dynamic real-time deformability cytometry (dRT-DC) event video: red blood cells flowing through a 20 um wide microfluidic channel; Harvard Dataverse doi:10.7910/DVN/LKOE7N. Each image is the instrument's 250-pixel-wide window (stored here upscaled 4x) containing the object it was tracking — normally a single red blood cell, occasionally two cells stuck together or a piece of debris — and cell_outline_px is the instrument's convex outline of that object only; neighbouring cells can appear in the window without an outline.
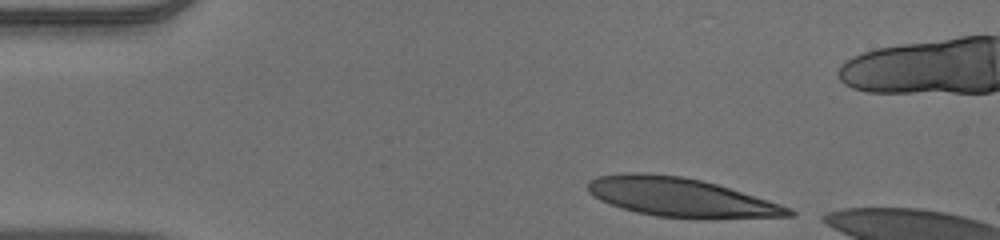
{"species": "human", "species_latin": "Homo sapiens", "temperature_condition": "warm", "stored_images_in_passage": 37, "camera_frame_rate_fps": 3000, "um_per_image_px": 0.085, "donor": {"sex": "male"}, "frame": {"image": 1, "passage_image": 1, "time_ms": 0.0, "image_size_px": [1000, 240], "cell_outline_px": [[796, 216], [708, 220], [656, 216], [636, 212], [600, 200], [592, 196], [588, 192], [588, 180], [596, 176], [624, 172], [644, 172], [684, 176], [716, 184], [780, 204], [792, 208], [796, 212]], "centroid_in_image_um": [57.88, 16.78], "position_along_channel_um": 27.1, "area_um2": 46.18}}
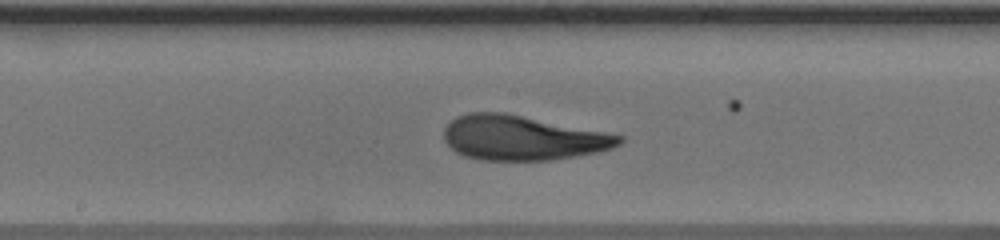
{"frame": {"image": 2, "passage_image": 20, "time_ms": 6.333, "image_size_px": [1000, 240], "cell_outline_px": [[624, 140], [620, 144], [612, 148], [596, 152], [576, 156], [552, 160], [484, 160], [464, 156], [456, 152], [444, 140], [444, 128], [456, 116], [468, 112], [504, 112], [624, 136]], "centroid_in_image_um": [44.38, 11.72], "position_along_channel_um": 203.8, "area_um2": 45.43}}
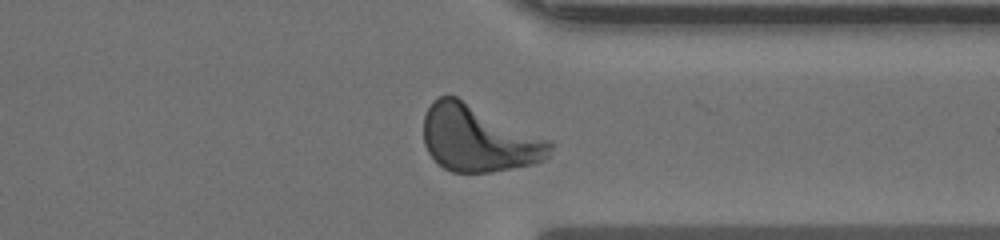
{"frame": {"image": 3, "passage_image": 33, "time_ms": 10.667, "image_size_px": [1000, 240], "cell_outline_px": [[552, 148], [548, 156], [544, 160], [532, 164], [492, 172], [452, 172], [444, 168], [428, 152], [424, 144], [424, 116], [432, 100], [440, 96], [456, 96], [552, 140]], "centroid_in_image_um": [40.69, 11.77], "position_along_channel_um": 370.7, "area_um2": 49.01}, "authors_computed_cell_mechanics": {"area_um2": 46.0088, "velocity_mm_per_s": 3.8956, "shape_relaxation_time_tau1_ms": 4.9374, "shape_relaxation_time_tau2_ms": 1.26, "deformation_change_tau1": 0.234, "deformation_change_tau2": 0.0674}}